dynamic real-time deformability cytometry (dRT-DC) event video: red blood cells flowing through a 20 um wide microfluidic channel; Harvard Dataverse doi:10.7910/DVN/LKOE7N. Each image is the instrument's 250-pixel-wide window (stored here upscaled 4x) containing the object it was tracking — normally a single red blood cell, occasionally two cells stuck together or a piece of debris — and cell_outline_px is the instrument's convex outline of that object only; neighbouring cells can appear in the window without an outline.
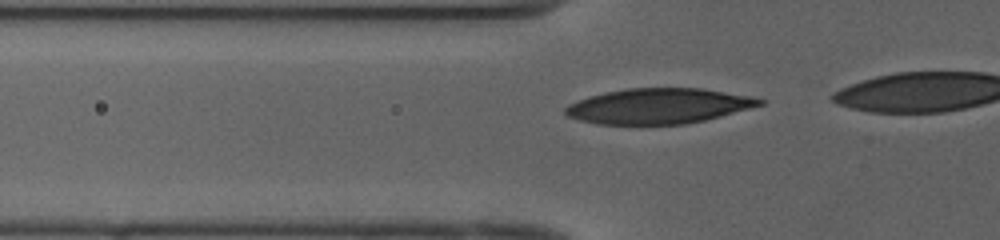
{"species": "human", "species_latin": "Homo sapiens", "temperature_condition": "cold", "stored_images_in_passage": 8, "camera_frame_rate_fps": 3000, "um_per_image_px": 0.085, "donor": {"sex": "female"}, "frame": {"image": 1, "passage_image": 2, "time_ms": 0.333, "image_size_px": [1000, 240], "cell_outline_px": [[764, 104], [720, 116], [704, 120], [684, 124], [596, 124], [580, 120], [568, 116], [564, 112], [564, 108], [568, 104], [576, 100], [588, 96], [604, 92], [628, 88], [700, 88], [752, 96], [764, 100]], "centroid_in_image_um": [55.94, 9.0], "position_along_channel_um": 69.9, "area_um2": 39.94}}
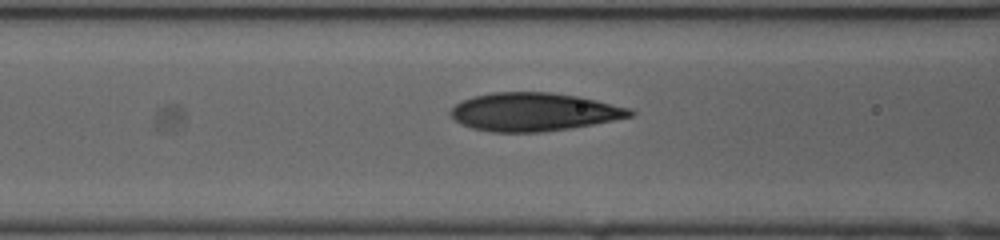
{"frame": {"image": 2, "passage_image": 6, "time_ms": 1.667, "image_size_px": [1000, 240], "cell_outline_px": [[636, 112], [632, 116], [592, 124], [544, 132], [492, 132], [472, 128], [460, 124], [448, 112], [456, 104], [472, 96], [492, 92], [552, 92], [580, 96], [632, 108]], "centroid_in_image_um": [45.38, 9.5], "position_along_channel_um": 121.2, "area_um2": 40.11}}